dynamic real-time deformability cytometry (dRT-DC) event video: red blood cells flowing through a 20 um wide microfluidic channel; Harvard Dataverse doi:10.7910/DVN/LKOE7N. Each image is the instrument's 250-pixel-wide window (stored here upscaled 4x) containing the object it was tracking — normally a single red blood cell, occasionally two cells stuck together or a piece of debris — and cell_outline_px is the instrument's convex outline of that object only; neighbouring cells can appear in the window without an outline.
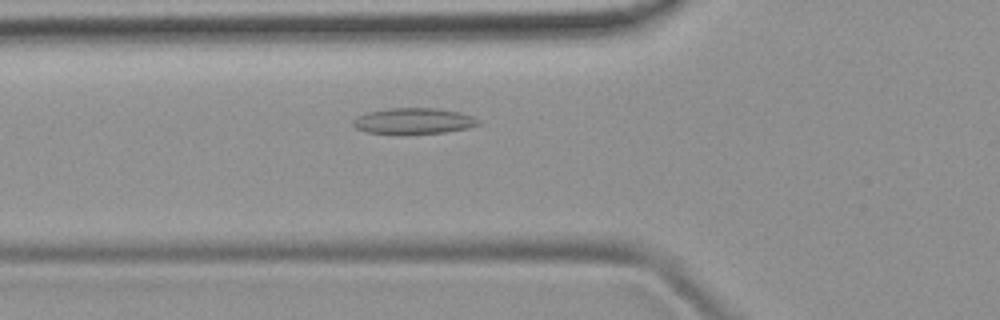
{"species": "common noctule bat (a hibernating species)", "species_latin": "Nyctalus noctula", "temperature_condition": "room temperature", "stored_images_in_passage": 48, "camera_frame_rate_fps": 3000, "um_per_image_px": 0.085, "animal": {"sex": "female", "body_mass_g": 19.9}, "frame": {"image": 1, "passage_image": 15, "time_ms": 4.667, "image_size_px": [1000, 320], "cell_outline_px": [[480, 124], [468, 128], [444, 132], [404, 136], [368, 132], [356, 128], [352, 124], [352, 120], [368, 112], [388, 108], [436, 108], [460, 112], [472, 116], [480, 120]], "centroid_in_image_um": [35.16, 10.31], "position_along_channel_um": 90.6, "area_um2": 19.42}}
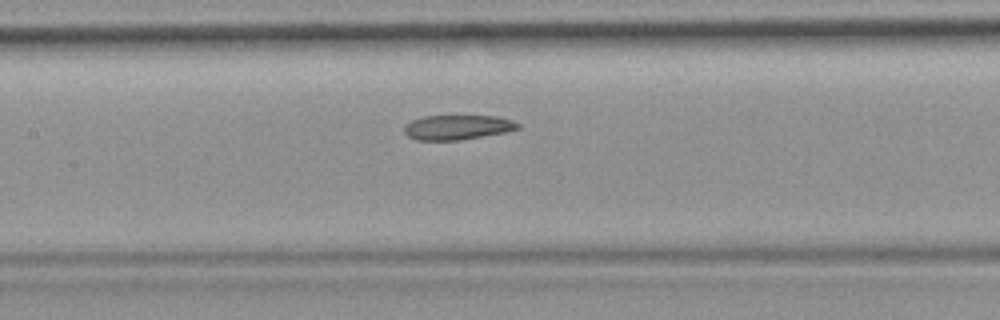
{"frame": {"image": 2, "passage_image": 21, "time_ms": 6.667, "image_size_px": [1000, 320], "cell_outline_px": [[520, 128], [504, 132], [460, 140], [416, 140], [408, 136], [404, 132], [404, 124], [412, 120], [424, 116], [496, 116], [512, 120], [520, 124]], "centroid_in_image_um": [38.85, 10.82], "position_along_channel_um": 168.5, "area_um2": 16.3}}
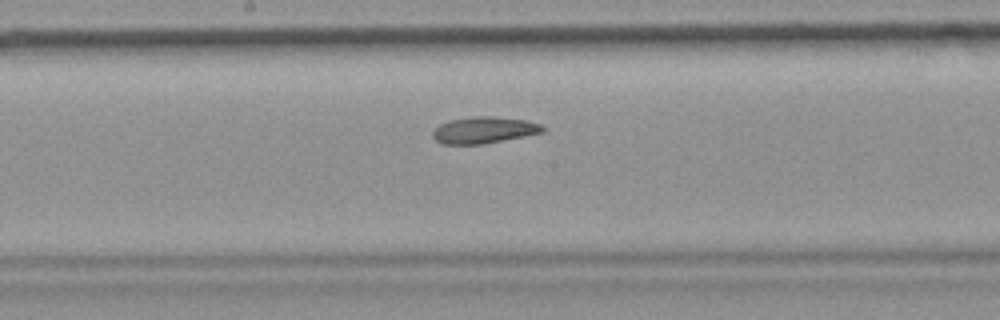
{"frame": {"image": 3, "passage_image": 24, "time_ms": 7.667, "image_size_px": [1000, 320], "cell_outline_px": [[544, 132], [524, 136], [480, 144], [440, 144], [432, 136], [432, 132], [440, 124], [448, 120], [472, 116], [492, 116], [528, 120], [540, 124], [544, 128]], "centroid_in_image_um": [41.11, 11.04], "position_along_channel_um": 207.1, "area_um2": 16.99}, "authors_computed_cell_mechanics": {"area_um2": 18.1203, "velocity_mm_per_s": 3.8833, "shape_relaxation_time_tau1_ms": null, "shape_relaxation_time_tau2_ms": 3.576, "deformation_change_tau1": null, "deformation_change_tau2": 0.0971}}